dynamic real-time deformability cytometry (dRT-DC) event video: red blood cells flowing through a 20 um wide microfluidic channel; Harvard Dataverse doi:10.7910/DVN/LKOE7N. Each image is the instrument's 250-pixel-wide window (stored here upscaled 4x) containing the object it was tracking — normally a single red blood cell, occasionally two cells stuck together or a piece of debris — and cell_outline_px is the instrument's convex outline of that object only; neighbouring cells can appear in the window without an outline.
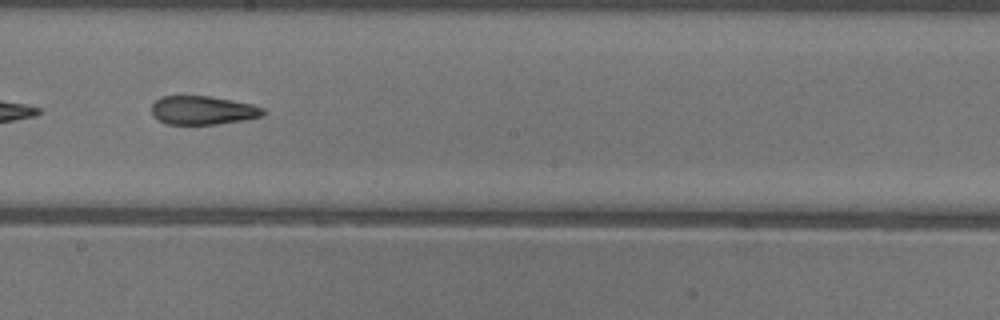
{"species": "common noctule bat (a hibernating species)", "species_latin": "Nyctalus noctula", "temperature_condition": "warm", "stored_images_in_passage": 33, "camera_frame_rate_fps": 3000, "um_per_image_px": 0.085, "animal": {"sex": "female"}, "frame": {"image": 1, "passage_image": 28, "time_ms": 9.0, "image_size_px": [1000, 320], "cell_outline_px": [[264, 116], [244, 120], [216, 124], [168, 124], [152, 116], [152, 104], [160, 96], [212, 96], [252, 104], [264, 108]], "centroid_in_image_um": [17.25, 9.37], "position_along_channel_um": 231.0, "area_um2": 18.67}}